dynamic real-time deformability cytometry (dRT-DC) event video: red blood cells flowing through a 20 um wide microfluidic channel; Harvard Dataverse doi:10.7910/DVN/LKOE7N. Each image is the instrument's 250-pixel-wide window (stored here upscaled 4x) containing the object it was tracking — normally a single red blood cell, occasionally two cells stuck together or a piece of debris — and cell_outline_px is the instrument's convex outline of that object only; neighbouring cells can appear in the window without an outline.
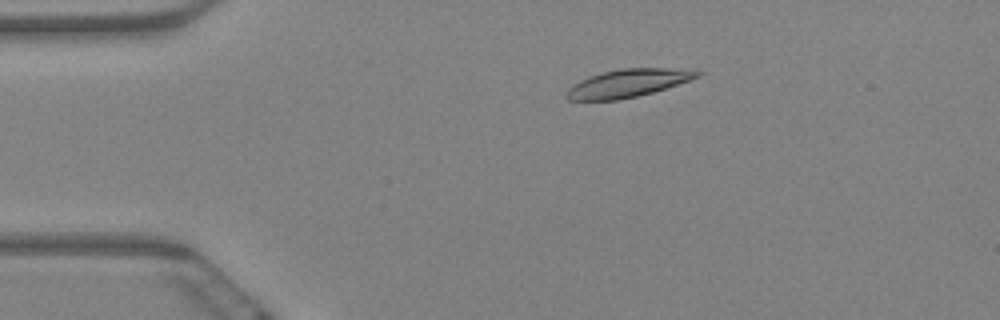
{"species": "Egyptian fruit bat (a non-hibernating species)", "species_latin": "Rousettus aegyptiacus", "temperature_condition": "warm", "stored_images_in_passage": 5, "camera_frame_rate_fps": 3000, "um_per_image_px": 0.085, "animal": {"sex": "female"}, "frame": {"image": 1, "passage_image": 3, "time_ms": 0.667, "image_size_px": [1000, 320], "cell_outline_px": [[704, 72], [700, 76], [652, 92], [636, 96], [616, 100], [568, 100], [564, 96], [568, 88], [572, 84], [588, 76], [600, 72], [620, 68], [672, 68]], "centroid_in_image_um": [53.29, 7.06], "position_along_channel_um": 31.7, "area_um2": 21.15}}